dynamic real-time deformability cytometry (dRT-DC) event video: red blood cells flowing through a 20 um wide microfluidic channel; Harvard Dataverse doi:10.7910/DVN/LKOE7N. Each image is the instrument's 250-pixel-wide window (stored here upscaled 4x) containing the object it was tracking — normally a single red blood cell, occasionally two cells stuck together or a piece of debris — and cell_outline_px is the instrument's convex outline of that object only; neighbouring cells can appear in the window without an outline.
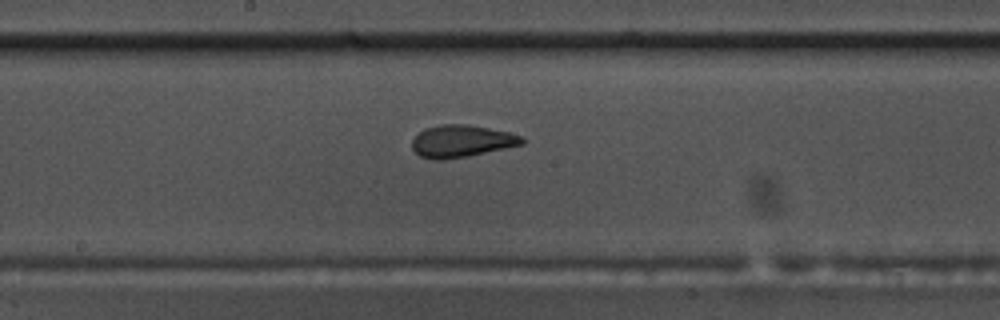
{"species": "common noctule bat (a hibernating species)", "species_latin": "Nyctalus noctula", "temperature_condition": "warm", "stored_images_in_passage": 38, "camera_frame_rate_fps": 3000, "um_per_image_px": 0.085, "animal": {"sex": "male", "body_mass_g": 17.5, "forearm_length_mm": 52.3}, "frame": {"image": 1, "passage_image": 12, "time_ms": 3.667, "image_size_px": [1000, 320], "cell_outline_px": [[528, 140], [524, 144], [468, 156], [440, 160], [432, 160], [420, 156], [412, 148], [412, 140], [424, 128], [440, 124], [468, 124], [508, 132], [524, 136]], "centroid_in_image_um": [39.26, 11.99], "position_along_channel_um": 208.9, "area_um2": 20.75}}
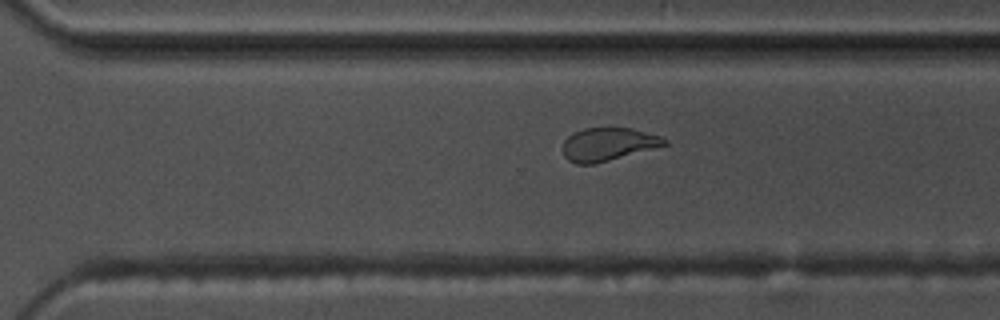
{"frame": {"image": 2, "passage_image": 21, "time_ms": 6.667, "image_size_px": [1000, 320], "cell_outline_px": [[668, 144], [596, 164], [576, 164], [568, 160], [564, 156], [564, 140], [568, 136], [584, 128], [632, 128], [660, 136], [668, 140]], "centroid_in_image_um": [51.69, 12.27], "position_along_channel_um": 318.9, "area_um2": 19.42}}
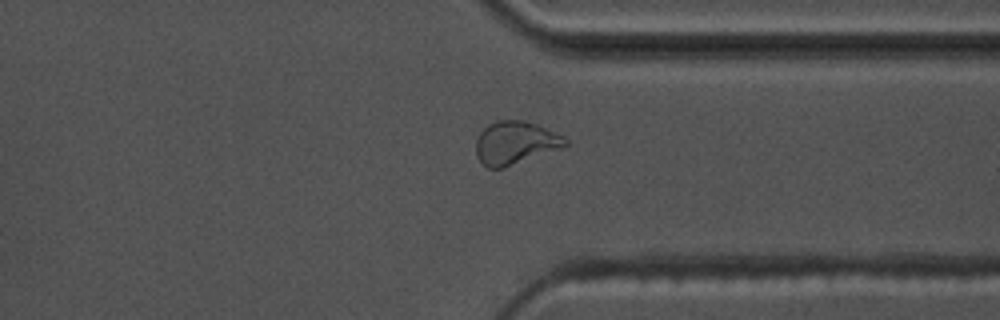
{"frame": {"image": 3, "passage_image": 25, "time_ms": 8.0, "image_size_px": [1000, 320], "cell_outline_px": [[568, 144], [564, 148], [504, 168], [488, 168], [476, 156], [476, 140], [480, 132], [488, 124], [496, 120], [524, 120], [536, 124], [564, 136], [568, 140]], "centroid_in_image_um": [43.82, 12.14], "position_along_channel_um": 367.6, "area_um2": 22.66}}